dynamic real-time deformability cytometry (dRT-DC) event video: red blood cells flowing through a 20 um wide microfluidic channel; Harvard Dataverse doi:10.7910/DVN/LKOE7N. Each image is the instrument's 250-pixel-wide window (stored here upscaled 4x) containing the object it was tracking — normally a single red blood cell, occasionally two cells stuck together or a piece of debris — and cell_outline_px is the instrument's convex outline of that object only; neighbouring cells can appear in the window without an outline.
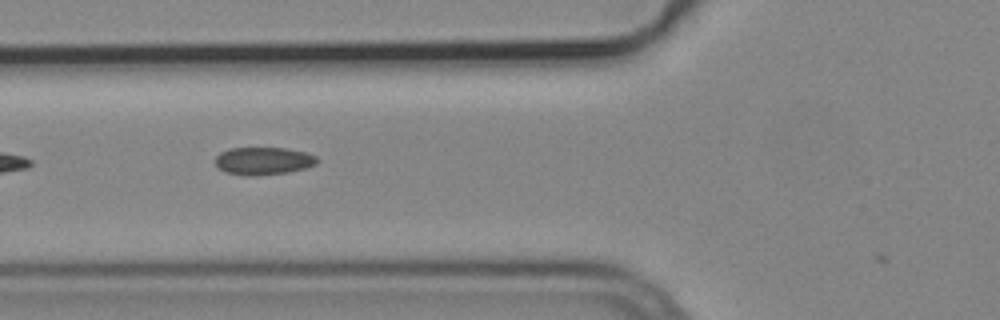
{"species": "common noctule bat (a hibernating species)", "species_latin": "Nyctalus noctula", "temperature_condition": "cold", "stored_images_in_passage": 7, "camera_frame_rate_fps": 3000, "um_per_image_px": 0.085, "animal": {"sex": "male", "body_mass_g": 19.2, "forearm_length_mm": 51.8}, "frame": {"image": 1, "passage_image": 3, "time_ms": 0.667, "image_size_px": [1000, 320], "cell_outline_px": [[320, 160], [316, 164], [304, 168], [288, 172], [252, 176], [244, 176], [224, 172], [216, 168], [216, 156], [220, 152], [228, 148], [284, 148], [304, 152], [316, 156]], "centroid_in_image_um": [22.34, 13.68], "position_along_channel_um": 103.5, "area_um2": 16.53}}
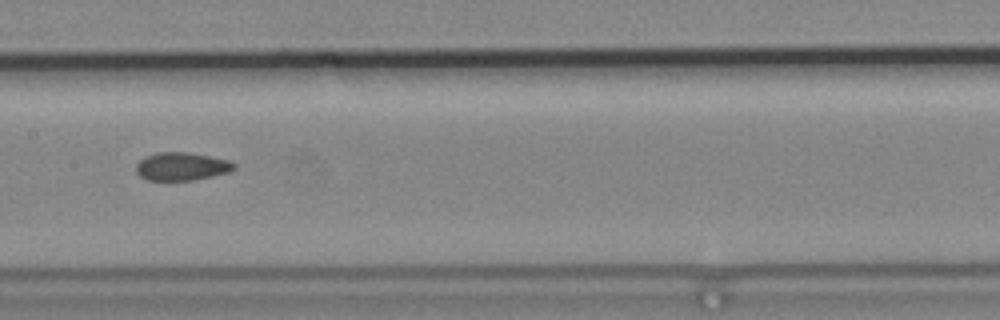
{"frame": {"image": 2, "passage_image": 5, "time_ms": 1.333, "image_size_px": [1000, 320], "cell_outline_px": [[236, 168], [228, 172], [212, 176], [192, 180], [148, 180], [140, 176], [136, 172], [136, 164], [144, 156], [156, 152], [184, 152], [208, 156], [228, 160], [236, 164]], "centroid_in_image_um": [15.41, 14.14], "position_along_channel_um": 192.0, "area_um2": 15.95}}
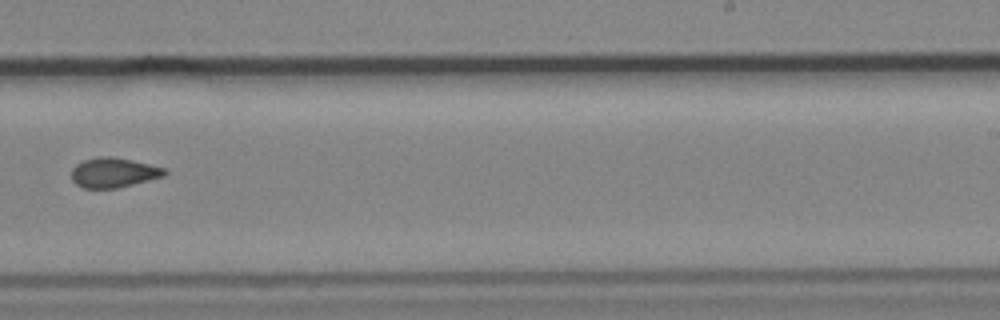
{"frame": {"image": 3, "passage_image": 7, "time_ms": 2.0, "image_size_px": [1000, 320], "cell_outline_px": [[168, 172], [164, 176], [116, 188], [84, 188], [76, 184], [72, 180], [72, 168], [76, 164], [84, 160], [96, 156], [112, 156], [132, 160], [164, 168]], "centroid_in_image_um": [9.63, 14.66], "position_along_channel_um": 279.4, "area_um2": 16.07}}